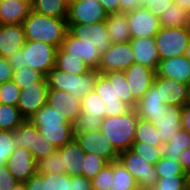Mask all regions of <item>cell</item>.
I'll return each mask as SVG.
<instances>
[{"mask_svg": "<svg viewBox=\"0 0 190 190\" xmlns=\"http://www.w3.org/2000/svg\"><path fill=\"white\" fill-rule=\"evenodd\" d=\"M26 41L44 42L59 48L68 33L66 19L49 17L30 10L22 23Z\"/></svg>", "mask_w": 190, "mask_h": 190, "instance_id": "cell-1", "label": "cell"}, {"mask_svg": "<svg viewBox=\"0 0 190 190\" xmlns=\"http://www.w3.org/2000/svg\"><path fill=\"white\" fill-rule=\"evenodd\" d=\"M57 48L51 44L37 41H25L22 50L8 58L13 71L28 66L44 77L55 66Z\"/></svg>", "mask_w": 190, "mask_h": 190, "instance_id": "cell-2", "label": "cell"}, {"mask_svg": "<svg viewBox=\"0 0 190 190\" xmlns=\"http://www.w3.org/2000/svg\"><path fill=\"white\" fill-rule=\"evenodd\" d=\"M139 116L135 109L119 116L105 117L100 131L120 153L130 149L134 142L135 130Z\"/></svg>", "mask_w": 190, "mask_h": 190, "instance_id": "cell-3", "label": "cell"}, {"mask_svg": "<svg viewBox=\"0 0 190 190\" xmlns=\"http://www.w3.org/2000/svg\"><path fill=\"white\" fill-rule=\"evenodd\" d=\"M98 73L97 69H91L85 74L74 75L54 66L48 72L46 80L49 89L68 92L81 100L83 96L94 91Z\"/></svg>", "mask_w": 190, "mask_h": 190, "instance_id": "cell-4", "label": "cell"}, {"mask_svg": "<svg viewBox=\"0 0 190 190\" xmlns=\"http://www.w3.org/2000/svg\"><path fill=\"white\" fill-rule=\"evenodd\" d=\"M154 38L160 60L181 56L187 48L190 27H161Z\"/></svg>", "mask_w": 190, "mask_h": 190, "instance_id": "cell-5", "label": "cell"}, {"mask_svg": "<svg viewBox=\"0 0 190 190\" xmlns=\"http://www.w3.org/2000/svg\"><path fill=\"white\" fill-rule=\"evenodd\" d=\"M118 160L134 177L140 190H150L159 179L154 165L130 149L120 152Z\"/></svg>", "mask_w": 190, "mask_h": 190, "instance_id": "cell-6", "label": "cell"}, {"mask_svg": "<svg viewBox=\"0 0 190 190\" xmlns=\"http://www.w3.org/2000/svg\"><path fill=\"white\" fill-rule=\"evenodd\" d=\"M107 12L98 0H69L67 24H93L105 21Z\"/></svg>", "mask_w": 190, "mask_h": 190, "instance_id": "cell-7", "label": "cell"}, {"mask_svg": "<svg viewBox=\"0 0 190 190\" xmlns=\"http://www.w3.org/2000/svg\"><path fill=\"white\" fill-rule=\"evenodd\" d=\"M134 62V51L130 42L112 43L109 49L102 53L97 70L101 74L124 71Z\"/></svg>", "mask_w": 190, "mask_h": 190, "instance_id": "cell-8", "label": "cell"}, {"mask_svg": "<svg viewBox=\"0 0 190 190\" xmlns=\"http://www.w3.org/2000/svg\"><path fill=\"white\" fill-rule=\"evenodd\" d=\"M68 32L82 43L92 45L99 52L104 53L109 49L112 42L108 36V30L105 21L85 25H68Z\"/></svg>", "mask_w": 190, "mask_h": 190, "instance_id": "cell-9", "label": "cell"}, {"mask_svg": "<svg viewBox=\"0 0 190 190\" xmlns=\"http://www.w3.org/2000/svg\"><path fill=\"white\" fill-rule=\"evenodd\" d=\"M74 135L85 153L96 154L108 163L118 160L119 152L100 130L74 133Z\"/></svg>", "mask_w": 190, "mask_h": 190, "instance_id": "cell-10", "label": "cell"}, {"mask_svg": "<svg viewBox=\"0 0 190 190\" xmlns=\"http://www.w3.org/2000/svg\"><path fill=\"white\" fill-rule=\"evenodd\" d=\"M127 19L131 39L155 37L161 28L159 18L143 6L127 12Z\"/></svg>", "mask_w": 190, "mask_h": 190, "instance_id": "cell-11", "label": "cell"}, {"mask_svg": "<svg viewBox=\"0 0 190 190\" xmlns=\"http://www.w3.org/2000/svg\"><path fill=\"white\" fill-rule=\"evenodd\" d=\"M48 89L47 82H34L21 90L17 107L25 119L47 104Z\"/></svg>", "mask_w": 190, "mask_h": 190, "instance_id": "cell-12", "label": "cell"}, {"mask_svg": "<svg viewBox=\"0 0 190 190\" xmlns=\"http://www.w3.org/2000/svg\"><path fill=\"white\" fill-rule=\"evenodd\" d=\"M94 91L105 103V117L123 115L132 109L116 95L115 79H108L98 73Z\"/></svg>", "mask_w": 190, "mask_h": 190, "instance_id": "cell-13", "label": "cell"}, {"mask_svg": "<svg viewBox=\"0 0 190 190\" xmlns=\"http://www.w3.org/2000/svg\"><path fill=\"white\" fill-rule=\"evenodd\" d=\"M133 98L138 102L153 84L156 71L134 62L123 71Z\"/></svg>", "mask_w": 190, "mask_h": 190, "instance_id": "cell-14", "label": "cell"}, {"mask_svg": "<svg viewBox=\"0 0 190 190\" xmlns=\"http://www.w3.org/2000/svg\"><path fill=\"white\" fill-rule=\"evenodd\" d=\"M153 85L160 88L163 104L171 106H184L188 103L190 85L173 79L163 78L155 75Z\"/></svg>", "mask_w": 190, "mask_h": 190, "instance_id": "cell-15", "label": "cell"}, {"mask_svg": "<svg viewBox=\"0 0 190 190\" xmlns=\"http://www.w3.org/2000/svg\"><path fill=\"white\" fill-rule=\"evenodd\" d=\"M6 166L18 182H26L37 173V162L32 153L24 147L15 148Z\"/></svg>", "mask_w": 190, "mask_h": 190, "instance_id": "cell-16", "label": "cell"}, {"mask_svg": "<svg viewBox=\"0 0 190 190\" xmlns=\"http://www.w3.org/2000/svg\"><path fill=\"white\" fill-rule=\"evenodd\" d=\"M47 104L56 108L72 124L77 121L82 112L81 100L65 91L48 89Z\"/></svg>", "mask_w": 190, "mask_h": 190, "instance_id": "cell-17", "label": "cell"}, {"mask_svg": "<svg viewBox=\"0 0 190 190\" xmlns=\"http://www.w3.org/2000/svg\"><path fill=\"white\" fill-rule=\"evenodd\" d=\"M183 106H171L167 105L164 113L155 119H148L156 129L158 130V136L161 139L163 145L181 129Z\"/></svg>", "mask_w": 190, "mask_h": 190, "instance_id": "cell-18", "label": "cell"}, {"mask_svg": "<svg viewBox=\"0 0 190 190\" xmlns=\"http://www.w3.org/2000/svg\"><path fill=\"white\" fill-rule=\"evenodd\" d=\"M25 41L22 24L0 25V56L7 59L12 57L17 51L22 50Z\"/></svg>", "mask_w": 190, "mask_h": 190, "instance_id": "cell-19", "label": "cell"}, {"mask_svg": "<svg viewBox=\"0 0 190 190\" xmlns=\"http://www.w3.org/2000/svg\"><path fill=\"white\" fill-rule=\"evenodd\" d=\"M61 47L69 53V55H74L82 59L90 69H98L102 54L92 45L82 43V41L73 37L68 32L62 41Z\"/></svg>", "mask_w": 190, "mask_h": 190, "instance_id": "cell-20", "label": "cell"}, {"mask_svg": "<svg viewBox=\"0 0 190 190\" xmlns=\"http://www.w3.org/2000/svg\"><path fill=\"white\" fill-rule=\"evenodd\" d=\"M156 74L190 85V62L184 55L160 60Z\"/></svg>", "mask_w": 190, "mask_h": 190, "instance_id": "cell-21", "label": "cell"}, {"mask_svg": "<svg viewBox=\"0 0 190 190\" xmlns=\"http://www.w3.org/2000/svg\"><path fill=\"white\" fill-rule=\"evenodd\" d=\"M131 48L134 51L135 62L157 70L159 55L154 37L135 38L130 40Z\"/></svg>", "mask_w": 190, "mask_h": 190, "instance_id": "cell-22", "label": "cell"}, {"mask_svg": "<svg viewBox=\"0 0 190 190\" xmlns=\"http://www.w3.org/2000/svg\"><path fill=\"white\" fill-rule=\"evenodd\" d=\"M167 105L163 104L160 88H156L153 84L137 102L135 110L139 118L143 120L155 119L164 113Z\"/></svg>", "mask_w": 190, "mask_h": 190, "instance_id": "cell-23", "label": "cell"}, {"mask_svg": "<svg viewBox=\"0 0 190 190\" xmlns=\"http://www.w3.org/2000/svg\"><path fill=\"white\" fill-rule=\"evenodd\" d=\"M58 150L61 152V162L66 173L71 177L81 176L85 152L76 139L74 138Z\"/></svg>", "mask_w": 190, "mask_h": 190, "instance_id": "cell-24", "label": "cell"}, {"mask_svg": "<svg viewBox=\"0 0 190 190\" xmlns=\"http://www.w3.org/2000/svg\"><path fill=\"white\" fill-rule=\"evenodd\" d=\"M31 10V3L24 0H0V25L22 24Z\"/></svg>", "mask_w": 190, "mask_h": 190, "instance_id": "cell-25", "label": "cell"}, {"mask_svg": "<svg viewBox=\"0 0 190 190\" xmlns=\"http://www.w3.org/2000/svg\"><path fill=\"white\" fill-rule=\"evenodd\" d=\"M108 36L112 43L130 42V29L127 13H111L105 20Z\"/></svg>", "mask_w": 190, "mask_h": 190, "instance_id": "cell-26", "label": "cell"}, {"mask_svg": "<svg viewBox=\"0 0 190 190\" xmlns=\"http://www.w3.org/2000/svg\"><path fill=\"white\" fill-rule=\"evenodd\" d=\"M40 135L57 149L62 148L74 138V125H35Z\"/></svg>", "mask_w": 190, "mask_h": 190, "instance_id": "cell-27", "label": "cell"}, {"mask_svg": "<svg viewBox=\"0 0 190 190\" xmlns=\"http://www.w3.org/2000/svg\"><path fill=\"white\" fill-rule=\"evenodd\" d=\"M38 128L26 119L19 127L12 132V142L15 148L24 147L32 153L36 150Z\"/></svg>", "mask_w": 190, "mask_h": 190, "instance_id": "cell-28", "label": "cell"}, {"mask_svg": "<svg viewBox=\"0 0 190 190\" xmlns=\"http://www.w3.org/2000/svg\"><path fill=\"white\" fill-rule=\"evenodd\" d=\"M69 0H32L31 10L38 14L66 19Z\"/></svg>", "mask_w": 190, "mask_h": 190, "instance_id": "cell-29", "label": "cell"}, {"mask_svg": "<svg viewBox=\"0 0 190 190\" xmlns=\"http://www.w3.org/2000/svg\"><path fill=\"white\" fill-rule=\"evenodd\" d=\"M55 67L70 74H85L91 70L82 59L69 55L61 46L57 48Z\"/></svg>", "mask_w": 190, "mask_h": 190, "instance_id": "cell-30", "label": "cell"}, {"mask_svg": "<svg viewBox=\"0 0 190 190\" xmlns=\"http://www.w3.org/2000/svg\"><path fill=\"white\" fill-rule=\"evenodd\" d=\"M188 147H190V133L181 128L163 145V157L178 161L180 153Z\"/></svg>", "mask_w": 190, "mask_h": 190, "instance_id": "cell-31", "label": "cell"}, {"mask_svg": "<svg viewBox=\"0 0 190 190\" xmlns=\"http://www.w3.org/2000/svg\"><path fill=\"white\" fill-rule=\"evenodd\" d=\"M159 22L161 27H190V12L173 2L159 18Z\"/></svg>", "mask_w": 190, "mask_h": 190, "instance_id": "cell-32", "label": "cell"}, {"mask_svg": "<svg viewBox=\"0 0 190 190\" xmlns=\"http://www.w3.org/2000/svg\"><path fill=\"white\" fill-rule=\"evenodd\" d=\"M109 190H139L136 180L119 160L113 161V185Z\"/></svg>", "mask_w": 190, "mask_h": 190, "instance_id": "cell-33", "label": "cell"}, {"mask_svg": "<svg viewBox=\"0 0 190 190\" xmlns=\"http://www.w3.org/2000/svg\"><path fill=\"white\" fill-rule=\"evenodd\" d=\"M29 120L34 125H74L66 117L61 115L56 108L46 104L36 112Z\"/></svg>", "mask_w": 190, "mask_h": 190, "instance_id": "cell-34", "label": "cell"}, {"mask_svg": "<svg viewBox=\"0 0 190 190\" xmlns=\"http://www.w3.org/2000/svg\"><path fill=\"white\" fill-rule=\"evenodd\" d=\"M25 120L17 106L0 103V130L13 132Z\"/></svg>", "mask_w": 190, "mask_h": 190, "instance_id": "cell-35", "label": "cell"}, {"mask_svg": "<svg viewBox=\"0 0 190 190\" xmlns=\"http://www.w3.org/2000/svg\"><path fill=\"white\" fill-rule=\"evenodd\" d=\"M134 142H144L153 146H163L158 130L149 121L139 118L134 135Z\"/></svg>", "mask_w": 190, "mask_h": 190, "instance_id": "cell-36", "label": "cell"}, {"mask_svg": "<svg viewBox=\"0 0 190 190\" xmlns=\"http://www.w3.org/2000/svg\"><path fill=\"white\" fill-rule=\"evenodd\" d=\"M108 79H115L116 95L121 101L129 105L132 109L136 108L137 101L133 98L129 85L123 71L104 73Z\"/></svg>", "mask_w": 190, "mask_h": 190, "instance_id": "cell-37", "label": "cell"}, {"mask_svg": "<svg viewBox=\"0 0 190 190\" xmlns=\"http://www.w3.org/2000/svg\"><path fill=\"white\" fill-rule=\"evenodd\" d=\"M105 103L95 92H89L81 98V110L87 117L105 118Z\"/></svg>", "mask_w": 190, "mask_h": 190, "instance_id": "cell-38", "label": "cell"}, {"mask_svg": "<svg viewBox=\"0 0 190 190\" xmlns=\"http://www.w3.org/2000/svg\"><path fill=\"white\" fill-rule=\"evenodd\" d=\"M38 174H63L66 173L65 167L62 166L61 152L57 149L47 157L37 162Z\"/></svg>", "mask_w": 190, "mask_h": 190, "instance_id": "cell-39", "label": "cell"}, {"mask_svg": "<svg viewBox=\"0 0 190 190\" xmlns=\"http://www.w3.org/2000/svg\"><path fill=\"white\" fill-rule=\"evenodd\" d=\"M12 80L21 90L34 82H47L46 77L28 66H25L20 70H15L13 72Z\"/></svg>", "mask_w": 190, "mask_h": 190, "instance_id": "cell-40", "label": "cell"}, {"mask_svg": "<svg viewBox=\"0 0 190 190\" xmlns=\"http://www.w3.org/2000/svg\"><path fill=\"white\" fill-rule=\"evenodd\" d=\"M130 150L155 165L163 157V146H153L144 142H133Z\"/></svg>", "mask_w": 190, "mask_h": 190, "instance_id": "cell-41", "label": "cell"}, {"mask_svg": "<svg viewBox=\"0 0 190 190\" xmlns=\"http://www.w3.org/2000/svg\"><path fill=\"white\" fill-rule=\"evenodd\" d=\"M109 163L96 154L85 153L81 176L93 179Z\"/></svg>", "mask_w": 190, "mask_h": 190, "instance_id": "cell-42", "label": "cell"}, {"mask_svg": "<svg viewBox=\"0 0 190 190\" xmlns=\"http://www.w3.org/2000/svg\"><path fill=\"white\" fill-rule=\"evenodd\" d=\"M188 186V175H172L159 178L150 190H185Z\"/></svg>", "mask_w": 190, "mask_h": 190, "instance_id": "cell-43", "label": "cell"}, {"mask_svg": "<svg viewBox=\"0 0 190 190\" xmlns=\"http://www.w3.org/2000/svg\"><path fill=\"white\" fill-rule=\"evenodd\" d=\"M158 178L172 175H188L178 161L162 157L155 165Z\"/></svg>", "mask_w": 190, "mask_h": 190, "instance_id": "cell-44", "label": "cell"}, {"mask_svg": "<svg viewBox=\"0 0 190 190\" xmlns=\"http://www.w3.org/2000/svg\"><path fill=\"white\" fill-rule=\"evenodd\" d=\"M21 89L13 80L0 84V103L17 106Z\"/></svg>", "mask_w": 190, "mask_h": 190, "instance_id": "cell-45", "label": "cell"}, {"mask_svg": "<svg viewBox=\"0 0 190 190\" xmlns=\"http://www.w3.org/2000/svg\"><path fill=\"white\" fill-rule=\"evenodd\" d=\"M91 185L93 190L111 189V185H113V161L91 179Z\"/></svg>", "mask_w": 190, "mask_h": 190, "instance_id": "cell-46", "label": "cell"}, {"mask_svg": "<svg viewBox=\"0 0 190 190\" xmlns=\"http://www.w3.org/2000/svg\"><path fill=\"white\" fill-rule=\"evenodd\" d=\"M102 121L101 117H87L86 113L81 112L74 123V133L100 130Z\"/></svg>", "mask_w": 190, "mask_h": 190, "instance_id": "cell-47", "label": "cell"}, {"mask_svg": "<svg viewBox=\"0 0 190 190\" xmlns=\"http://www.w3.org/2000/svg\"><path fill=\"white\" fill-rule=\"evenodd\" d=\"M14 150L12 131L0 130V165H6Z\"/></svg>", "mask_w": 190, "mask_h": 190, "instance_id": "cell-48", "label": "cell"}, {"mask_svg": "<svg viewBox=\"0 0 190 190\" xmlns=\"http://www.w3.org/2000/svg\"><path fill=\"white\" fill-rule=\"evenodd\" d=\"M56 150L57 148L49 141L45 140V138L40 135L39 131H37L36 150H33V158L36 160V162L47 157Z\"/></svg>", "mask_w": 190, "mask_h": 190, "instance_id": "cell-49", "label": "cell"}, {"mask_svg": "<svg viewBox=\"0 0 190 190\" xmlns=\"http://www.w3.org/2000/svg\"><path fill=\"white\" fill-rule=\"evenodd\" d=\"M174 0H140V6L148 8L154 15L160 18Z\"/></svg>", "mask_w": 190, "mask_h": 190, "instance_id": "cell-50", "label": "cell"}, {"mask_svg": "<svg viewBox=\"0 0 190 190\" xmlns=\"http://www.w3.org/2000/svg\"><path fill=\"white\" fill-rule=\"evenodd\" d=\"M50 190H71V176L67 173L49 174Z\"/></svg>", "mask_w": 190, "mask_h": 190, "instance_id": "cell-51", "label": "cell"}, {"mask_svg": "<svg viewBox=\"0 0 190 190\" xmlns=\"http://www.w3.org/2000/svg\"><path fill=\"white\" fill-rule=\"evenodd\" d=\"M25 186L27 190H50L49 174L36 173L25 182Z\"/></svg>", "mask_w": 190, "mask_h": 190, "instance_id": "cell-52", "label": "cell"}, {"mask_svg": "<svg viewBox=\"0 0 190 190\" xmlns=\"http://www.w3.org/2000/svg\"><path fill=\"white\" fill-rule=\"evenodd\" d=\"M17 183L7 166L0 165V190H12Z\"/></svg>", "mask_w": 190, "mask_h": 190, "instance_id": "cell-53", "label": "cell"}, {"mask_svg": "<svg viewBox=\"0 0 190 190\" xmlns=\"http://www.w3.org/2000/svg\"><path fill=\"white\" fill-rule=\"evenodd\" d=\"M13 72L14 71L9 64L8 59L0 56V84L12 80Z\"/></svg>", "mask_w": 190, "mask_h": 190, "instance_id": "cell-54", "label": "cell"}, {"mask_svg": "<svg viewBox=\"0 0 190 190\" xmlns=\"http://www.w3.org/2000/svg\"><path fill=\"white\" fill-rule=\"evenodd\" d=\"M71 190H93L91 180L84 176L71 177Z\"/></svg>", "mask_w": 190, "mask_h": 190, "instance_id": "cell-55", "label": "cell"}, {"mask_svg": "<svg viewBox=\"0 0 190 190\" xmlns=\"http://www.w3.org/2000/svg\"><path fill=\"white\" fill-rule=\"evenodd\" d=\"M140 7V0H119V12H130Z\"/></svg>", "mask_w": 190, "mask_h": 190, "instance_id": "cell-56", "label": "cell"}, {"mask_svg": "<svg viewBox=\"0 0 190 190\" xmlns=\"http://www.w3.org/2000/svg\"><path fill=\"white\" fill-rule=\"evenodd\" d=\"M178 162L181 164L185 173L189 174L190 172V147L186 148L178 156Z\"/></svg>", "mask_w": 190, "mask_h": 190, "instance_id": "cell-57", "label": "cell"}, {"mask_svg": "<svg viewBox=\"0 0 190 190\" xmlns=\"http://www.w3.org/2000/svg\"><path fill=\"white\" fill-rule=\"evenodd\" d=\"M107 14L119 13V0H98Z\"/></svg>", "mask_w": 190, "mask_h": 190, "instance_id": "cell-58", "label": "cell"}, {"mask_svg": "<svg viewBox=\"0 0 190 190\" xmlns=\"http://www.w3.org/2000/svg\"><path fill=\"white\" fill-rule=\"evenodd\" d=\"M181 128L190 133V105L185 104L182 110Z\"/></svg>", "mask_w": 190, "mask_h": 190, "instance_id": "cell-59", "label": "cell"}, {"mask_svg": "<svg viewBox=\"0 0 190 190\" xmlns=\"http://www.w3.org/2000/svg\"><path fill=\"white\" fill-rule=\"evenodd\" d=\"M174 3L190 12V0H174Z\"/></svg>", "mask_w": 190, "mask_h": 190, "instance_id": "cell-60", "label": "cell"}, {"mask_svg": "<svg viewBox=\"0 0 190 190\" xmlns=\"http://www.w3.org/2000/svg\"><path fill=\"white\" fill-rule=\"evenodd\" d=\"M12 190H27L25 186V182H18Z\"/></svg>", "mask_w": 190, "mask_h": 190, "instance_id": "cell-61", "label": "cell"}, {"mask_svg": "<svg viewBox=\"0 0 190 190\" xmlns=\"http://www.w3.org/2000/svg\"><path fill=\"white\" fill-rule=\"evenodd\" d=\"M184 56L190 62V38H189V41H188L187 48H186Z\"/></svg>", "mask_w": 190, "mask_h": 190, "instance_id": "cell-62", "label": "cell"}, {"mask_svg": "<svg viewBox=\"0 0 190 190\" xmlns=\"http://www.w3.org/2000/svg\"><path fill=\"white\" fill-rule=\"evenodd\" d=\"M188 182H189V186H190V172L188 174Z\"/></svg>", "mask_w": 190, "mask_h": 190, "instance_id": "cell-63", "label": "cell"}, {"mask_svg": "<svg viewBox=\"0 0 190 190\" xmlns=\"http://www.w3.org/2000/svg\"><path fill=\"white\" fill-rule=\"evenodd\" d=\"M188 105H190V91H189V99H188Z\"/></svg>", "mask_w": 190, "mask_h": 190, "instance_id": "cell-64", "label": "cell"}]
</instances>
